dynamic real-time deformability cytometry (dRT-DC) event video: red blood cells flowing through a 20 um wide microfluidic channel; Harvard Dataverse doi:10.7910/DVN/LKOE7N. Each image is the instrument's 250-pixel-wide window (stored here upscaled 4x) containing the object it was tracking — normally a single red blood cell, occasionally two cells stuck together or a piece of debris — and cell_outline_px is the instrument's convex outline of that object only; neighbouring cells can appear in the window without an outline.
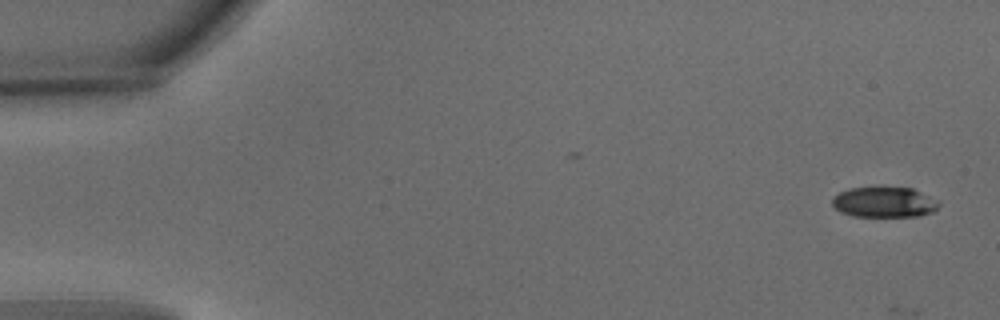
{"species": "common noctule bat (a hibernating species)", "species_latin": "Nyctalus noctula", "temperature_condition": "warm", "stored_images_in_passage": 7, "camera_frame_rate_fps": 3000, "um_per_image_px": 0.085, "animal": {"sex": "male", "body_mass_g": 15.6}, "frame": {"image": 1, "passage_image": 1, "time_ms": 0.0, "image_size_px": [1000, 320], "cell_outline_px": [[940, 204], [932, 212], [920, 216], [852, 216], [840, 212], [832, 204], [832, 196], [848, 188], [876, 184], [884, 184], [912, 188], [940, 200]], "centroid_in_image_um": [75.15, 17.12], "position_along_channel_um": 9.9, "area_um2": 19.94}}
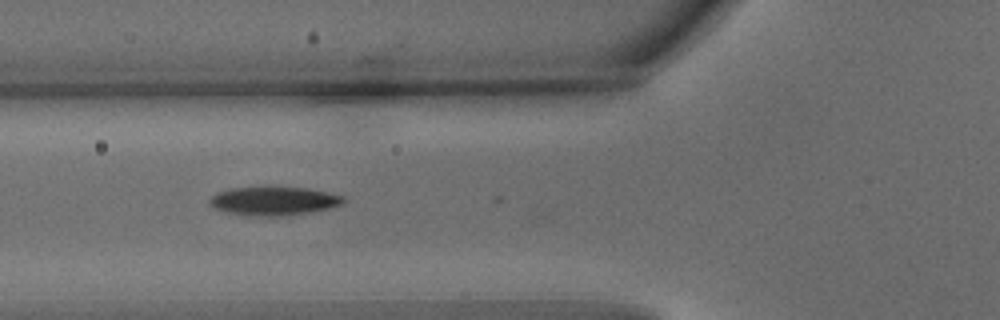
{"frame": {"image": 2, "passage_image": 6, "time_ms": 1.667, "image_size_px": [1000, 320], "cell_outline_px": [[348, 200], [340, 204], [328, 208], [308, 212], [280, 216], [260, 216], [228, 212], [216, 208], [208, 204], [208, 200], [216, 192], [232, 188], [304, 188], [328, 192], [344, 196]], "centroid_in_image_um": [23.27, 17.08], "position_along_channel_um": 102.5, "area_um2": 21.79}}
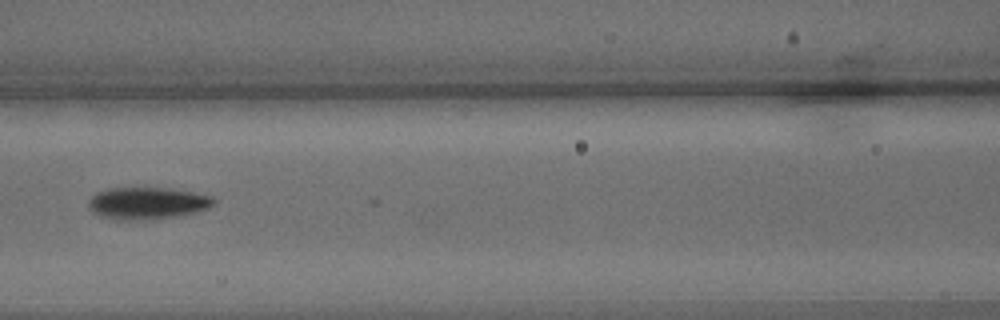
{"frame": {"image": 3, "passage_image": 7, "time_ms": 2.0, "image_size_px": [1000, 320], "cell_outline_px": [[216, 204], [208, 208], [196, 212], [180, 216], [160, 220], [120, 220], [100, 216], [92, 212], [88, 208], [88, 200], [96, 192], [108, 188], [168, 188], [192, 192], [212, 196], [216, 200]], "centroid_in_image_um": [12.53, 17.29], "position_along_channel_um": 154.1, "area_um2": 23.87}}